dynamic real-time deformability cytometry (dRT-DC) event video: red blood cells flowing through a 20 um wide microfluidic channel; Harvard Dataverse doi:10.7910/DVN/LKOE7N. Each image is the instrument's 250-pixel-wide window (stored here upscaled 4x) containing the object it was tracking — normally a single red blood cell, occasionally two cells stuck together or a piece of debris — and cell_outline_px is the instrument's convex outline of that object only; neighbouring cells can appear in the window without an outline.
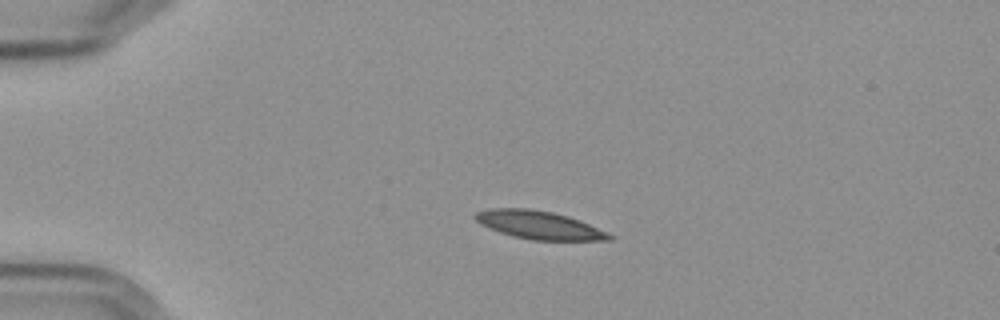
{"species": "Egyptian fruit bat (a non-hibernating species)", "species_latin": "Rousettus aegyptiacus", "temperature_condition": "cold", "stored_images_in_passage": 2, "camera_frame_rate_fps": 3000, "um_per_image_px": 0.085, "frame": {"image": 1, "passage_image": 1, "time_ms": 0.0, "image_size_px": [1000, 320], "cell_outline_px": [[616, 236], [612, 240], [532, 240], [512, 236], [488, 228], [480, 224], [472, 216], [476, 212], [488, 208], [528, 208], [552, 212], [568, 216], [580, 220], [608, 232]], "centroid_in_image_um": [45.82, 19.12], "position_along_channel_um": 39.2, "area_um2": 22.2}}